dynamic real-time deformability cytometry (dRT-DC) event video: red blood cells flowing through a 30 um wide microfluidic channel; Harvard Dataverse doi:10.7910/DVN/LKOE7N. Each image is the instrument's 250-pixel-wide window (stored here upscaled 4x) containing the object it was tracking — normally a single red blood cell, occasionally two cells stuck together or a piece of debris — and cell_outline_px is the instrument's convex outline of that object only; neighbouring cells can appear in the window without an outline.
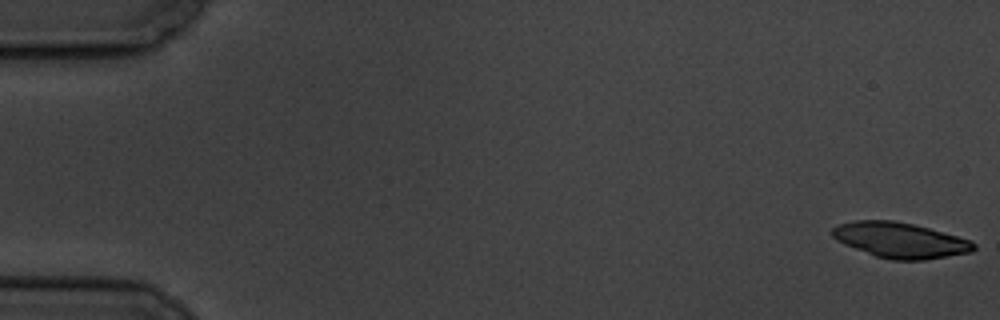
{"species": "common noctule bat (a hibernating species)", "species_latin": "Nyctalus noctula", "temperature_condition": "cold", "stored_images_in_passage": 6, "segment_of_instrument_passage": [1, 2], "camera_frame_rate_fps": 3000, "um_per_image_px": 0.085, "animal": {"sex": "male", "body_mass_g": 19.5, "forearm_length_mm": 54.6}, "frame": {"image": 1, "passage_image": 1, "time_ms": 0.0, "image_size_px": [1000, 320], "cell_outline_px": [[976, 248], [972, 252], [924, 260], [892, 260], [876, 256], [844, 244], [836, 240], [832, 236], [832, 228], [836, 224], [856, 220], [892, 220], [912, 224], [928, 228], [972, 240], [976, 244]], "centroid_in_image_um": [76.51, 20.41], "position_along_channel_um": 8.5, "area_um2": 29.19}}
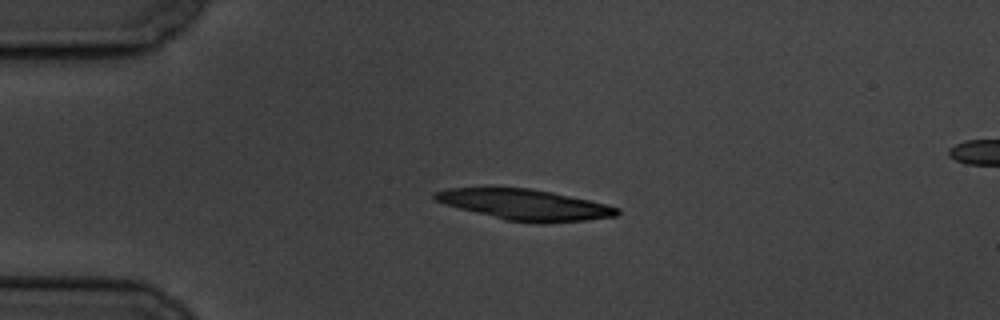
{"frame": {"image": 2, "passage_image": 4, "time_ms": 4.333, "image_size_px": [1000, 320], "cell_outline_px": [[620, 212], [616, 216], [584, 220], [548, 224], [540, 224], [504, 220], [444, 204], [436, 200], [432, 196], [436, 192], [448, 188], [528, 188], [552, 192], [588, 200], [620, 208]], "centroid_in_image_um": [44.62, 17.42], "position_along_channel_um": 40.4, "area_um2": 32.48}}